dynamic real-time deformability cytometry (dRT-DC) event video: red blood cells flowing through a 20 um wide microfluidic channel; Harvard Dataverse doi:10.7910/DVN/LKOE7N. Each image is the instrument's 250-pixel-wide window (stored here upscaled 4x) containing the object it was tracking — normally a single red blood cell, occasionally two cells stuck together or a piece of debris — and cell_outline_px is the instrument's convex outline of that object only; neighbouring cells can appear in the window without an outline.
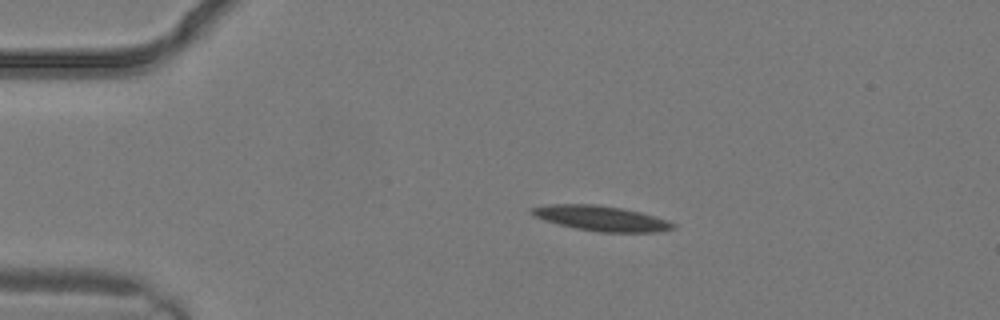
{"species": "common noctule bat (a hibernating species)", "species_latin": "Nyctalus noctula", "temperature_condition": "warm", "stored_images_in_passage": 1, "camera_frame_rate_fps": 3000, "um_per_image_px": 0.085, "animal": {"sex": "male", "body_mass_g": 19.2, "forearm_length_mm": 51.8}, "frame": {"image": 1, "passage_image": 1, "time_ms": 0.0, "image_size_px": [1000, 320], "cell_outline_px": [[676, 228], [660, 232], [600, 232], [576, 228], [544, 220], [528, 212], [532, 208], [548, 204], [596, 204], [624, 208], [640, 212], [668, 220], [676, 224]], "centroid_in_image_um": [51.15, 18.55], "position_along_channel_um": 33.9, "area_um2": 20.69}}